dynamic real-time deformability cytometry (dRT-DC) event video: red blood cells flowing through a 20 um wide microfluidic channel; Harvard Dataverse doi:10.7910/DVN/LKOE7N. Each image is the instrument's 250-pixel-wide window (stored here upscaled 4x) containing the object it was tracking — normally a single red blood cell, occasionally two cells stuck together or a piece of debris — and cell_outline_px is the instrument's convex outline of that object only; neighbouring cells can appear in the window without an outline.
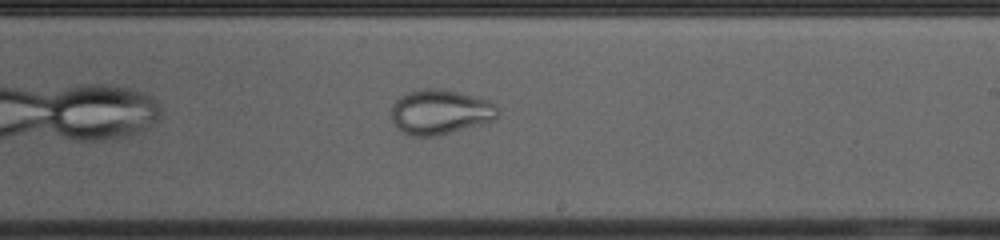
{"species": "common noctule bat (a hibernating species)", "species_latin": "Nyctalus noctula", "temperature_condition": "cold", "stored_images_in_passage": 34, "camera_frame_rate_fps": 3000, "um_per_image_px": 0.085, "animal": {"sex": "female", "body_mass_g": 23.0, "forearm_length_mm": 53.4}, "frame": {"image": 1, "passage_image": 15, "time_ms": 4.667, "image_size_px": [1000, 240], "cell_outline_px": [[500, 112], [492, 120], [480, 124], [432, 136], [412, 136], [396, 128], [392, 120], [392, 104], [400, 96], [408, 92], [424, 88], [436, 88], [456, 92], [488, 100]], "centroid_in_image_um": [37.35, 9.51], "position_along_channel_um": 251.6, "area_um2": 27.22}}